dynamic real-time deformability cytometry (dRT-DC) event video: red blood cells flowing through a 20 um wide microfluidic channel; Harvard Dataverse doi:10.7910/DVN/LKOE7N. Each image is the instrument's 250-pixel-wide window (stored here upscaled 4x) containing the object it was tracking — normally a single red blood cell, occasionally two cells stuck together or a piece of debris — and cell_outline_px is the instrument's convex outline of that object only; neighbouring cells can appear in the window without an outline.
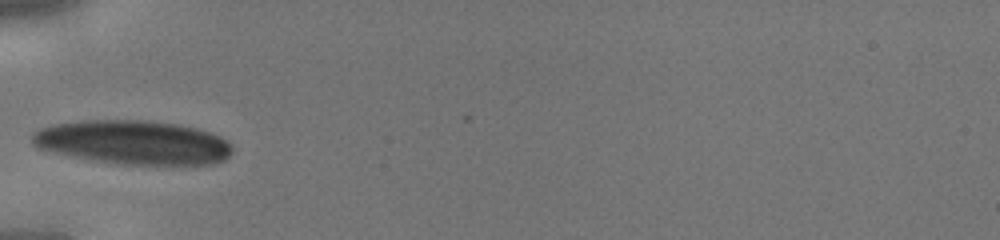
{"species": "human", "species_latin": "Homo sapiens", "temperature_condition": "cold", "stored_images_in_passage": 23, "camera_frame_rate_fps": 3000, "um_per_image_px": 0.085, "donor": {"sex": "male"}, "frame": {"image": 1, "passage_image": 1, "time_ms": 0.0, "image_size_px": [1000, 240], "cell_outline_px": [[232, 152], [224, 160], [216, 164], [120, 164], [88, 160], [40, 148], [32, 144], [32, 132], [40, 128], [52, 124], [84, 120], [144, 120], [180, 124], [212, 132], [228, 140], [232, 144]], "centroid_in_image_um": [11.35, 12.09], "position_along_channel_um": 73.7, "area_um2": 51.62}}
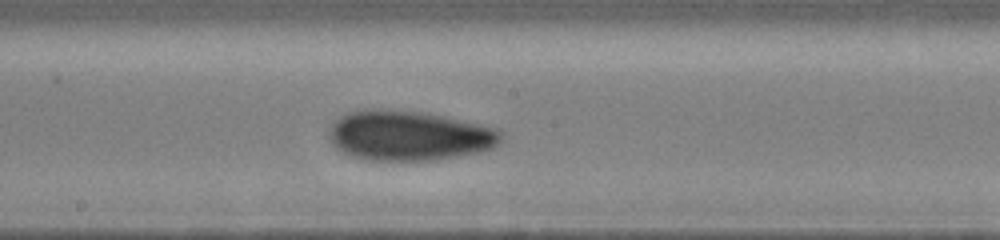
{"frame": {"image": 2, "passage_image": 10, "time_ms": 3.0, "image_size_px": [1000, 240], "cell_outline_px": [[504, 140], [500, 144], [492, 148], [480, 152], [436, 160], [368, 160], [352, 156], [340, 152], [332, 144], [328, 136], [332, 124], [340, 116], [348, 112], [364, 108], [372, 108], [424, 112], [500, 128]], "centroid_in_image_um": [34.78, 11.52], "position_along_channel_um": 213.4, "area_um2": 50.63}}
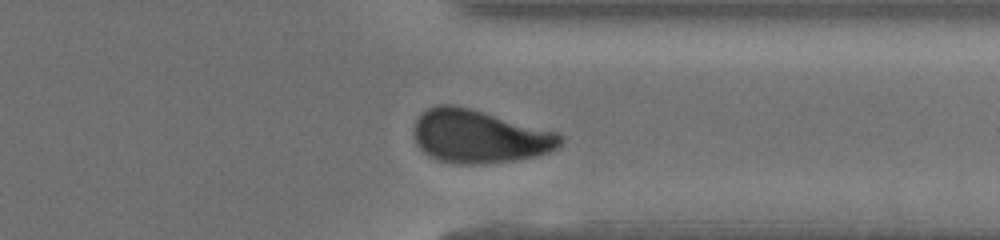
{"frame": {"image": 3, "passage_image": 20, "time_ms": 6.333, "image_size_px": [1000, 240], "cell_outline_px": [[564, 140], [556, 148], [548, 152], [536, 156], [516, 160], [480, 164], [452, 164], [428, 156], [416, 144], [412, 132], [412, 128], [416, 120], [428, 108], [436, 104], [456, 104], [560, 132], [564, 136]], "centroid_in_image_um": [40.74, 11.59], "position_along_channel_um": 370.7, "area_um2": 46.07}}